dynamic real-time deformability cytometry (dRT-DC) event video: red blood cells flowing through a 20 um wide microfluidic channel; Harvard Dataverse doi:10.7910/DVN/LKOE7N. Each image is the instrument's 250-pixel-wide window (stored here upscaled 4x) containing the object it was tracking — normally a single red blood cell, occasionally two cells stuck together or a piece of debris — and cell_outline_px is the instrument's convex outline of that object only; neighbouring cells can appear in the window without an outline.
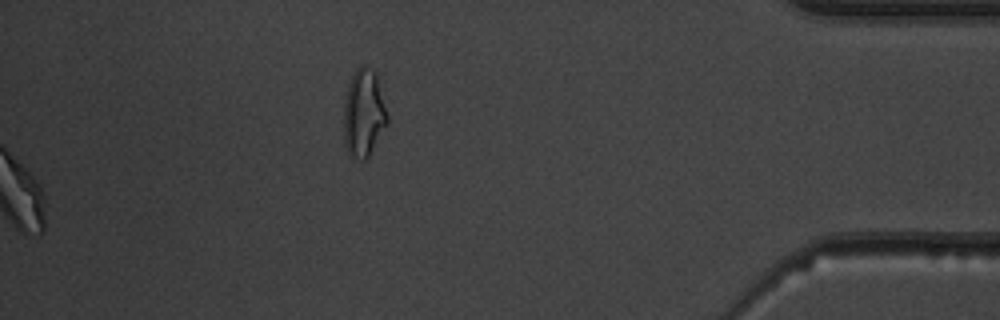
{"species": "common noctule bat (a hibernating species)", "species_latin": "Nyctalus noctula", "temperature_condition": "warm", "stored_images_in_passage": 50, "segment_of_instrument_passage": [2, 2], "camera_frame_rate_fps": 3000, "um_per_image_px": 0.085, "animal": {"sex": "male", "body_mass_g": 19.5, "forearm_length_mm": 54.6}, "frame": {"image": 1, "passage_image": 50, "time_ms": 16.333, "image_size_px": [1000, 320], "cell_outline_px": [[388, 124], [368, 156], [364, 160], [360, 160], [352, 156], [348, 152], [344, 144], [344, 100], [348, 84], [352, 72], [360, 64], [376, 72], [388, 116]], "centroid_in_image_um": [30.91, 9.6], "position_along_channel_um": 404.3, "area_um2": 22.43}}